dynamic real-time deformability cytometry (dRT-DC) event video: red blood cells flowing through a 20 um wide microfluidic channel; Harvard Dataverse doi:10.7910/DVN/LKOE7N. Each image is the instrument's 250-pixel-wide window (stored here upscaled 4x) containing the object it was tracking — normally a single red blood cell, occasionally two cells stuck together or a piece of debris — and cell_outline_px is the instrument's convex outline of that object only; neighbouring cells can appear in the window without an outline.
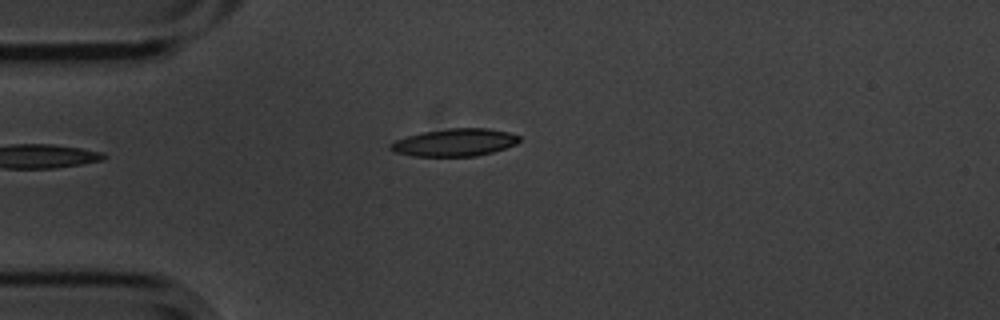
{"species": "common noctule bat (a hibernating species)", "species_latin": "Nyctalus noctula", "temperature_condition": "cold", "stored_images_in_passage": 5, "camera_frame_rate_fps": 3000, "um_per_image_px": 0.085, "animal": {"sex": "male", "body_mass_g": 20.1, "forearm_length_mm": 53.5}, "frame": {"image": 1, "passage_image": 5, "time_ms": 1.333, "image_size_px": [1000, 320], "cell_outline_px": [[520, 140], [516, 144], [492, 152], [476, 156], [416, 156], [396, 152], [388, 148], [388, 144], [396, 140], [420, 132], [448, 128], [488, 128], [508, 132], [520, 136]], "centroid_in_image_um": [38.64, 12.1], "position_along_channel_um": 46.4, "area_um2": 20.63}}